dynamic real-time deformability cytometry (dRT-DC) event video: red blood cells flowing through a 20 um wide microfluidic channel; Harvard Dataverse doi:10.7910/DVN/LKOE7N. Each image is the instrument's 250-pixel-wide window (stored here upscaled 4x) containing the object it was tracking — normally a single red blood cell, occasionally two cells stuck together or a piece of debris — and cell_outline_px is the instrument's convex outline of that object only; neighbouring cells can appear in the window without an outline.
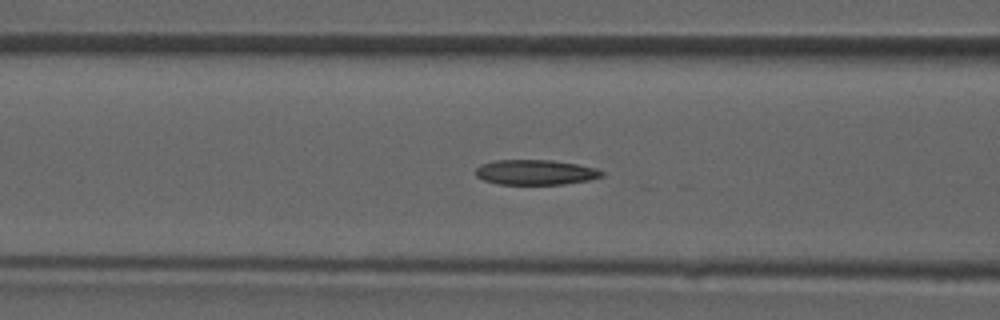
{"species": "common noctule bat (a hibernating species)", "species_latin": "Nyctalus noctula", "temperature_condition": "room temperature", "stored_images_in_passage": 23, "camera_frame_rate_fps": 3000, "um_per_image_px": 0.085, "animal": {"sex": "male", "forearm_length_mm": 52.5}, "frame": {"image": 1, "passage_image": 19, "time_ms": 6.0, "image_size_px": [1000, 320], "cell_outline_px": [[604, 176], [588, 180], [564, 184], [500, 184], [484, 180], [476, 176], [476, 168], [480, 164], [496, 160], [552, 160], [576, 164], [596, 168], [604, 172]], "centroid_in_image_um": [45.52, 14.64], "position_along_channel_um": 121.1, "area_um2": 18.38}}